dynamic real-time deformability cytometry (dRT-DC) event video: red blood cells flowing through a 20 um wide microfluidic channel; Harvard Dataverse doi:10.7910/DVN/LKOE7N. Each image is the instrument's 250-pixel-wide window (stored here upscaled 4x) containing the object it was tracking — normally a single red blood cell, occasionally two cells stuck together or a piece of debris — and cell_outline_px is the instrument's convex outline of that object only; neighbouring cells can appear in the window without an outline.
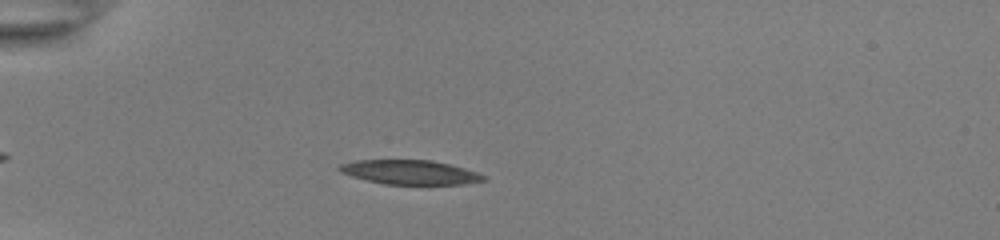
{"species": "common noctule bat (a hibernating species)", "species_latin": "Nyctalus noctula", "temperature_condition": "room temperature", "stored_images_in_passage": 47, "camera_frame_rate_fps": 3000, "um_per_image_px": 0.085, "animal": {"sex": "female", "body_mass_g": 22.0, "forearm_length_mm": 56.7}, "frame": {"image": 1, "passage_image": 10, "time_ms": 3.0, "image_size_px": [1000, 240], "cell_outline_px": [[484, 180], [464, 184], [384, 184], [352, 176], [340, 172], [336, 168], [340, 164], [356, 160], [432, 160], [464, 168], [476, 172], [484, 176]], "centroid_in_image_um": [34.8, 14.63], "position_along_channel_um": 50.2, "area_um2": 20.17}}
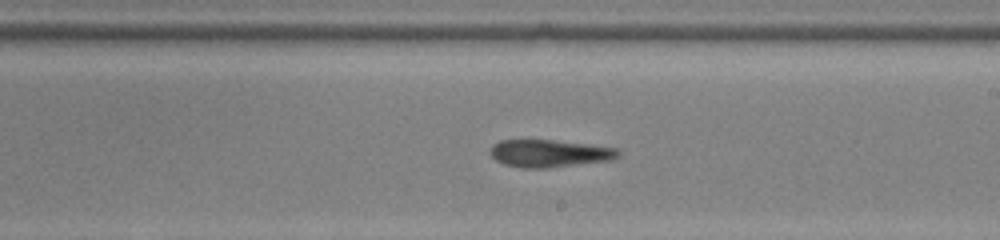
{"frame": {"image": 2, "passage_image": 27, "time_ms": 8.667, "image_size_px": [1000, 240], "cell_outline_px": [[620, 152], [616, 156], [608, 160], [548, 168], [524, 168], [504, 164], [496, 160], [488, 152], [492, 144], [500, 140], [552, 140], [588, 144], [616, 148]], "centroid_in_image_um": [46.62, 13.03], "position_along_channel_um": 242.4, "area_um2": 20.29}}
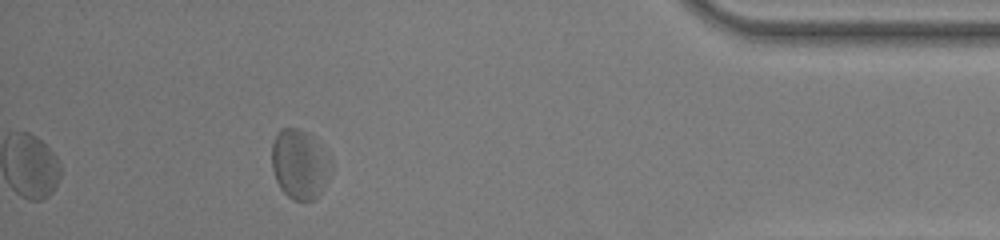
{"frame": {"image": 3, "passage_image": 43, "time_ms": 14.0, "image_size_px": [1000, 240], "cell_outline_px": [[332, 168], [328, 180], [316, 200], [292, 200], [280, 188], [276, 180], [272, 168], [272, 144], [276, 132], [280, 128], [300, 128], [308, 132], [312, 136], [332, 160]], "centroid_in_image_um": [25.48, 13.95], "position_along_channel_um": 409.7, "area_um2": 24.33}, "authors_computed_cell_mechanics": {"area_um2": 21.7328, "velocity_mm_per_s": 3.8287, "shape_relaxation_time_tau1_ms": null, "shape_relaxation_time_tau2_ms": 2.1391, "deformation_change_tau1": null, "deformation_change_tau2": 0.0982}}